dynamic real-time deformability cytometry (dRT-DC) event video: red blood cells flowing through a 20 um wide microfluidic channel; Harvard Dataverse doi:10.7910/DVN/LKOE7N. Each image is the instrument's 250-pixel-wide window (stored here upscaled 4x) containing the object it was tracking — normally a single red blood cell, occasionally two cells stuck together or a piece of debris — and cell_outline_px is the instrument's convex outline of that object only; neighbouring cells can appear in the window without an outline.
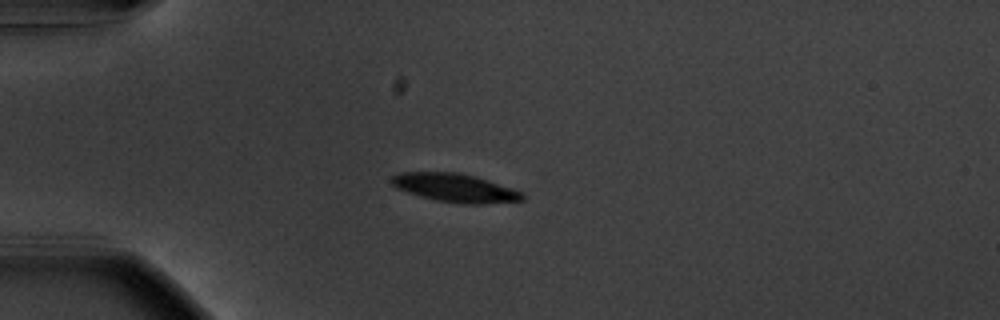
{"species": "common noctule bat (a hibernating species)", "species_latin": "Nyctalus noctula", "temperature_condition": "warm", "stored_images_in_passage": 42, "camera_frame_rate_fps": 3000, "um_per_image_px": 0.085, "animal": {"sex": "male", "body_mass_g": 20.1, "forearm_length_mm": 53.5}, "frame": {"image": 1, "passage_image": 1, "time_ms": 0.0, "image_size_px": [1000, 320], "cell_outline_px": [[528, 196], [524, 200], [480, 204], [460, 204], [436, 200], [420, 196], [396, 188], [388, 180], [392, 176], [400, 172], [460, 172], [476, 176], [524, 192]], "centroid_in_image_um": [38.7, 15.96], "position_along_channel_um": 46.3, "area_um2": 21.96}}
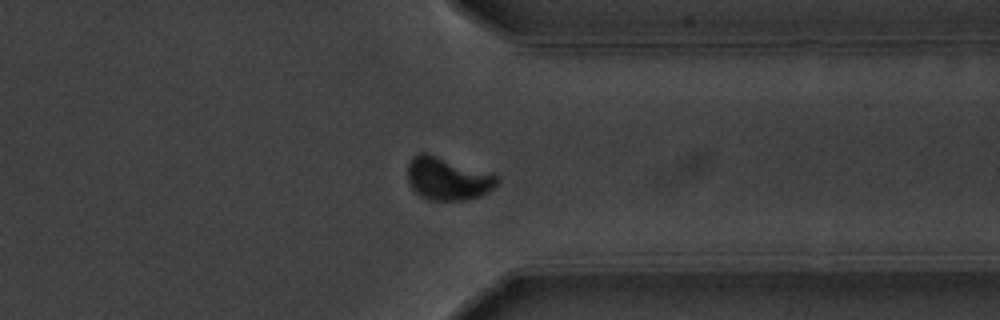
{"frame": {"image": 2, "passage_image": 30, "time_ms": 9.667, "image_size_px": [1000, 320], "cell_outline_px": [[500, 180], [488, 192], [480, 196], [464, 200], [428, 200], [420, 196], [412, 188], [408, 180], [408, 160], [412, 156], [420, 152], [428, 152], [492, 172], [500, 176]], "centroid_in_image_um": [38.06, 15.15], "position_along_channel_um": 373.3, "area_um2": 22.89}}
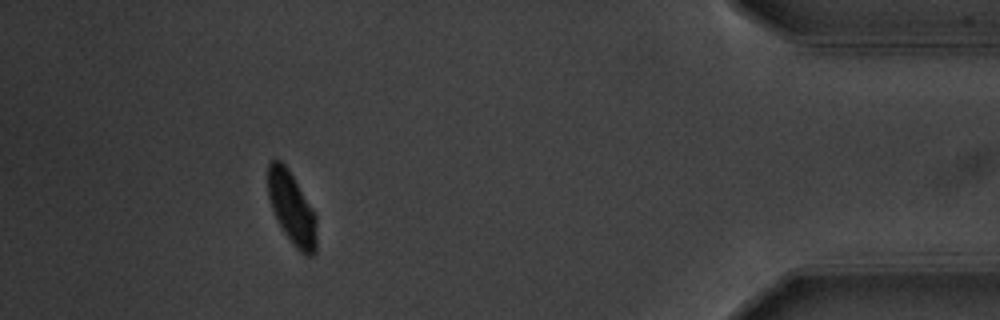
{"frame": {"image": 3, "passage_image": 37, "time_ms": 12.0, "image_size_px": [1000, 320], "cell_outline_px": [[316, 252], [312, 256], [308, 256], [300, 252], [292, 244], [276, 220], [268, 196], [268, 164], [272, 160], [280, 160], [288, 168], [316, 216]], "centroid_in_image_um": [24.79, 17.72], "position_along_channel_um": 410.4, "area_um2": 20.35}, "authors_computed_cell_mechanics": {"area_um2": 22.253, "velocity_mm_per_s": 3.6386, "shape_relaxation_time_tau1_ms": 2.1051, "shape_relaxation_time_tau2_ms": null, "deformation_change_tau1": 0.114, "deformation_change_tau2": null}}